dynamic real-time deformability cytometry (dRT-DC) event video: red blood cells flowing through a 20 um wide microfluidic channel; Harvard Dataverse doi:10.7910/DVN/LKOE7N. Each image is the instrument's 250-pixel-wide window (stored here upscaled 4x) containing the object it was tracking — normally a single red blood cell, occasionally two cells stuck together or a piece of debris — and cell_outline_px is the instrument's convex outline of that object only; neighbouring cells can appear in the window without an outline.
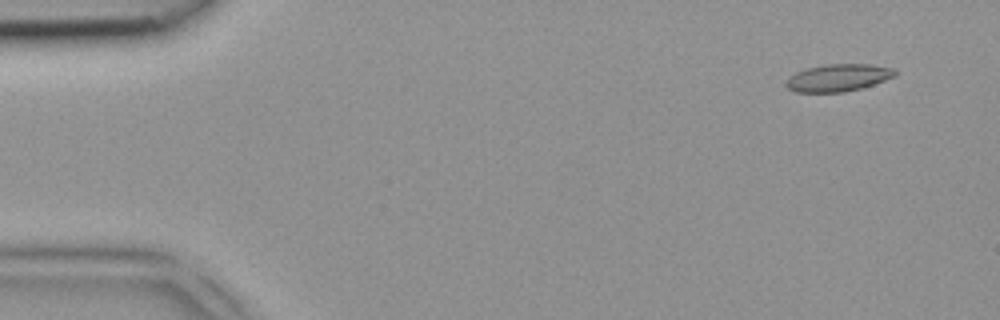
{"species": "common noctule bat (a hibernating species)", "species_latin": "Nyctalus noctula", "temperature_condition": "room temperature", "stored_images_in_passage": 4, "camera_frame_rate_fps": 3000, "um_per_image_px": 0.085, "animal": {"sex": "female", "body_mass_g": 18.4}, "frame": {"image": 1, "passage_image": 1, "time_ms": 0.0, "image_size_px": [1000, 320], "cell_outline_px": [[896, 76], [860, 88], [844, 92], [796, 92], [788, 88], [784, 84], [796, 72], [808, 68], [824, 64], [868, 64], [896, 68]], "centroid_in_image_um": [71.26, 6.6], "position_along_channel_um": 13.7, "area_um2": 17.17}}
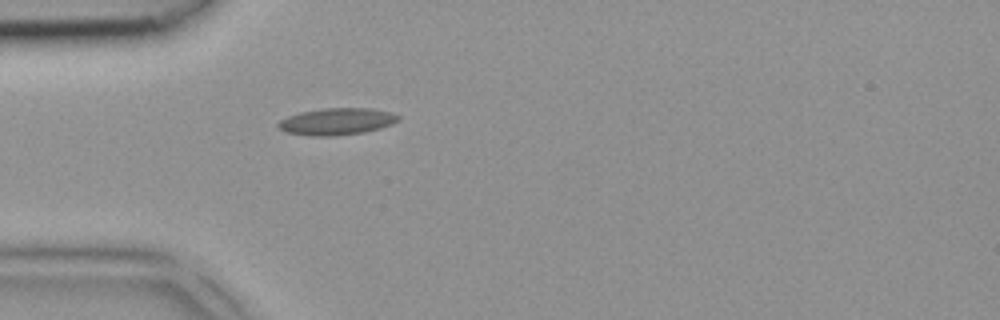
{"frame": {"image": 2, "passage_image": 4, "time_ms": 1.0, "image_size_px": [1000, 320], "cell_outline_px": [[400, 120], [392, 124], [380, 128], [364, 132], [336, 136], [312, 136], [288, 132], [280, 128], [276, 124], [280, 120], [288, 116], [300, 112], [324, 108], [372, 108], [392, 112], [400, 116]], "centroid_in_image_um": [28.67, 10.32], "position_along_channel_um": 56.3, "area_um2": 18.84}}